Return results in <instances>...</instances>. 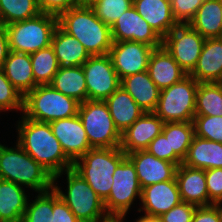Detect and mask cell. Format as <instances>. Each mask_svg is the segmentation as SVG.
Returning <instances> with one entry per match:
<instances>
[{
    "label": "cell",
    "mask_w": 222,
    "mask_h": 222,
    "mask_svg": "<svg viewBox=\"0 0 222 222\" xmlns=\"http://www.w3.org/2000/svg\"><path fill=\"white\" fill-rule=\"evenodd\" d=\"M21 116L16 125V142L53 177L73 168V162L65 155L50 124Z\"/></svg>",
    "instance_id": "obj_1"
},
{
    "label": "cell",
    "mask_w": 222,
    "mask_h": 222,
    "mask_svg": "<svg viewBox=\"0 0 222 222\" xmlns=\"http://www.w3.org/2000/svg\"><path fill=\"white\" fill-rule=\"evenodd\" d=\"M58 25L77 38L90 56L109 54L113 45L111 28L90 6L79 4L58 16Z\"/></svg>",
    "instance_id": "obj_2"
},
{
    "label": "cell",
    "mask_w": 222,
    "mask_h": 222,
    "mask_svg": "<svg viewBox=\"0 0 222 222\" xmlns=\"http://www.w3.org/2000/svg\"><path fill=\"white\" fill-rule=\"evenodd\" d=\"M0 179L29 187L37 193L53 188V176L17 142L14 148L0 143Z\"/></svg>",
    "instance_id": "obj_3"
},
{
    "label": "cell",
    "mask_w": 222,
    "mask_h": 222,
    "mask_svg": "<svg viewBox=\"0 0 222 222\" xmlns=\"http://www.w3.org/2000/svg\"><path fill=\"white\" fill-rule=\"evenodd\" d=\"M66 174L67 188L64 193L57 186L58 178ZM53 188L81 222H109L111 218L106 213L104 201L88 185V183L73 168L65 170L53 177Z\"/></svg>",
    "instance_id": "obj_4"
},
{
    "label": "cell",
    "mask_w": 222,
    "mask_h": 222,
    "mask_svg": "<svg viewBox=\"0 0 222 222\" xmlns=\"http://www.w3.org/2000/svg\"><path fill=\"white\" fill-rule=\"evenodd\" d=\"M125 157L120 147L91 148L73 163V169L104 201L111 192L113 173Z\"/></svg>",
    "instance_id": "obj_5"
},
{
    "label": "cell",
    "mask_w": 222,
    "mask_h": 222,
    "mask_svg": "<svg viewBox=\"0 0 222 222\" xmlns=\"http://www.w3.org/2000/svg\"><path fill=\"white\" fill-rule=\"evenodd\" d=\"M79 102L55 90L51 84L37 85L23 98V115L31 120L50 123L78 114Z\"/></svg>",
    "instance_id": "obj_6"
},
{
    "label": "cell",
    "mask_w": 222,
    "mask_h": 222,
    "mask_svg": "<svg viewBox=\"0 0 222 222\" xmlns=\"http://www.w3.org/2000/svg\"><path fill=\"white\" fill-rule=\"evenodd\" d=\"M58 16L40 13L38 16L5 25L9 49L20 53H34L51 46Z\"/></svg>",
    "instance_id": "obj_7"
},
{
    "label": "cell",
    "mask_w": 222,
    "mask_h": 222,
    "mask_svg": "<svg viewBox=\"0 0 222 222\" xmlns=\"http://www.w3.org/2000/svg\"><path fill=\"white\" fill-rule=\"evenodd\" d=\"M78 116L91 148L120 147L121 133L116 128L105 101L86 100L80 103Z\"/></svg>",
    "instance_id": "obj_8"
},
{
    "label": "cell",
    "mask_w": 222,
    "mask_h": 222,
    "mask_svg": "<svg viewBox=\"0 0 222 222\" xmlns=\"http://www.w3.org/2000/svg\"><path fill=\"white\" fill-rule=\"evenodd\" d=\"M199 83L190 75L160 91L154 113L168 122H193Z\"/></svg>",
    "instance_id": "obj_9"
},
{
    "label": "cell",
    "mask_w": 222,
    "mask_h": 222,
    "mask_svg": "<svg viewBox=\"0 0 222 222\" xmlns=\"http://www.w3.org/2000/svg\"><path fill=\"white\" fill-rule=\"evenodd\" d=\"M113 184L109 196L104 200L106 213L111 219L125 220V216L142 188L139 184L136 169L126 156L113 173Z\"/></svg>",
    "instance_id": "obj_10"
},
{
    "label": "cell",
    "mask_w": 222,
    "mask_h": 222,
    "mask_svg": "<svg viewBox=\"0 0 222 222\" xmlns=\"http://www.w3.org/2000/svg\"><path fill=\"white\" fill-rule=\"evenodd\" d=\"M205 40L189 24H178L162 39V46L189 75L197 64Z\"/></svg>",
    "instance_id": "obj_11"
},
{
    "label": "cell",
    "mask_w": 222,
    "mask_h": 222,
    "mask_svg": "<svg viewBox=\"0 0 222 222\" xmlns=\"http://www.w3.org/2000/svg\"><path fill=\"white\" fill-rule=\"evenodd\" d=\"M87 87V100L105 101L120 87L116 70L108 54L90 56L82 65Z\"/></svg>",
    "instance_id": "obj_12"
},
{
    "label": "cell",
    "mask_w": 222,
    "mask_h": 222,
    "mask_svg": "<svg viewBox=\"0 0 222 222\" xmlns=\"http://www.w3.org/2000/svg\"><path fill=\"white\" fill-rule=\"evenodd\" d=\"M113 42L133 41L162 47V38L132 6L111 27Z\"/></svg>",
    "instance_id": "obj_13"
},
{
    "label": "cell",
    "mask_w": 222,
    "mask_h": 222,
    "mask_svg": "<svg viewBox=\"0 0 222 222\" xmlns=\"http://www.w3.org/2000/svg\"><path fill=\"white\" fill-rule=\"evenodd\" d=\"M153 50L152 46L140 42H113L108 55L121 80L124 77L147 71L149 57Z\"/></svg>",
    "instance_id": "obj_14"
},
{
    "label": "cell",
    "mask_w": 222,
    "mask_h": 222,
    "mask_svg": "<svg viewBox=\"0 0 222 222\" xmlns=\"http://www.w3.org/2000/svg\"><path fill=\"white\" fill-rule=\"evenodd\" d=\"M65 155L74 163L91 149L86 131L77 115L49 123Z\"/></svg>",
    "instance_id": "obj_15"
},
{
    "label": "cell",
    "mask_w": 222,
    "mask_h": 222,
    "mask_svg": "<svg viewBox=\"0 0 222 222\" xmlns=\"http://www.w3.org/2000/svg\"><path fill=\"white\" fill-rule=\"evenodd\" d=\"M135 166L141 188L175 179L177 165L159 159L147 150H137L126 154Z\"/></svg>",
    "instance_id": "obj_16"
},
{
    "label": "cell",
    "mask_w": 222,
    "mask_h": 222,
    "mask_svg": "<svg viewBox=\"0 0 222 222\" xmlns=\"http://www.w3.org/2000/svg\"><path fill=\"white\" fill-rule=\"evenodd\" d=\"M140 201L138 212L144 210V214L157 217L166 213L182 202L176 179L144 187Z\"/></svg>",
    "instance_id": "obj_17"
},
{
    "label": "cell",
    "mask_w": 222,
    "mask_h": 222,
    "mask_svg": "<svg viewBox=\"0 0 222 222\" xmlns=\"http://www.w3.org/2000/svg\"><path fill=\"white\" fill-rule=\"evenodd\" d=\"M164 122L154 112H145L121 133L120 148L126 153L145 150L150 142L162 132Z\"/></svg>",
    "instance_id": "obj_18"
},
{
    "label": "cell",
    "mask_w": 222,
    "mask_h": 222,
    "mask_svg": "<svg viewBox=\"0 0 222 222\" xmlns=\"http://www.w3.org/2000/svg\"><path fill=\"white\" fill-rule=\"evenodd\" d=\"M198 83H222V37L206 38L193 71Z\"/></svg>",
    "instance_id": "obj_19"
},
{
    "label": "cell",
    "mask_w": 222,
    "mask_h": 222,
    "mask_svg": "<svg viewBox=\"0 0 222 222\" xmlns=\"http://www.w3.org/2000/svg\"><path fill=\"white\" fill-rule=\"evenodd\" d=\"M147 72L160 90L170 87L188 75L163 46L151 52Z\"/></svg>",
    "instance_id": "obj_20"
},
{
    "label": "cell",
    "mask_w": 222,
    "mask_h": 222,
    "mask_svg": "<svg viewBox=\"0 0 222 222\" xmlns=\"http://www.w3.org/2000/svg\"><path fill=\"white\" fill-rule=\"evenodd\" d=\"M175 179L182 202L196 206L208 205V190L204 169L191 168L181 163L177 167Z\"/></svg>",
    "instance_id": "obj_21"
},
{
    "label": "cell",
    "mask_w": 222,
    "mask_h": 222,
    "mask_svg": "<svg viewBox=\"0 0 222 222\" xmlns=\"http://www.w3.org/2000/svg\"><path fill=\"white\" fill-rule=\"evenodd\" d=\"M133 6L162 39L178 25L170 0H133Z\"/></svg>",
    "instance_id": "obj_22"
},
{
    "label": "cell",
    "mask_w": 222,
    "mask_h": 222,
    "mask_svg": "<svg viewBox=\"0 0 222 222\" xmlns=\"http://www.w3.org/2000/svg\"><path fill=\"white\" fill-rule=\"evenodd\" d=\"M120 86L130 94L145 112L155 111L161 90L151 80L147 71L122 78Z\"/></svg>",
    "instance_id": "obj_23"
},
{
    "label": "cell",
    "mask_w": 222,
    "mask_h": 222,
    "mask_svg": "<svg viewBox=\"0 0 222 222\" xmlns=\"http://www.w3.org/2000/svg\"><path fill=\"white\" fill-rule=\"evenodd\" d=\"M51 47L60 67L82 66L90 57L81 42L59 25L53 33Z\"/></svg>",
    "instance_id": "obj_24"
},
{
    "label": "cell",
    "mask_w": 222,
    "mask_h": 222,
    "mask_svg": "<svg viewBox=\"0 0 222 222\" xmlns=\"http://www.w3.org/2000/svg\"><path fill=\"white\" fill-rule=\"evenodd\" d=\"M28 197L22 186L0 179V222H22Z\"/></svg>",
    "instance_id": "obj_25"
},
{
    "label": "cell",
    "mask_w": 222,
    "mask_h": 222,
    "mask_svg": "<svg viewBox=\"0 0 222 222\" xmlns=\"http://www.w3.org/2000/svg\"><path fill=\"white\" fill-rule=\"evenodd\" d=\"M105 102L108 105L114 124L120 133L124 132L145 113L121 86Z\"/></svg>",
    "instance_id": "obj_26"
},
{
    "label": "cell",
    "mask_w": 222,
    "mask_h": 222,
    "mask_svg": "<svg viewBox=\"0 0 222 222\" xmlns=\"http://www.w3.org/2000/svg\"><path fill=\"white\" fill-rule=\"evenodd\" d=\"M2 70L23 97L37 86L34 81L31 57L28 53L10 50Z\"/></svg>",
    "instance_id": "obj_27"
},
{
    "label": "cell",
    "mask_w": 222,
    "mask_h": 222,
    "mask_svg": "<svg viewBox=\"0 0 222 222\" xmlns=\"http://www.w3.org/2000/svg\"><path fill=\"white\" fill-rule=\"evenodd\" d=\"M182 164L204 170L222 168V143L194 136Z\"/></svg>",
    "instance_id": "obj_28"
},
{
    "label": "cell",
    "mask_w": 222,
    "mask_h": 222,
    "mask_svg": "<svg viewBox=\"0 0 222 222\" xmlns=\"http://www.w3.org/2000/svg\"><path fill=\"white\" fill-rule=\"evenodd\" d=\"M222 1L204 0L188 23L204 38L222 37Z\"/></svg>",
    "instance_id": "obj_29"
},
{
    "label": "cell",
    "mask_w": 222,
    "mask_h": 222,
    "mask_svg": "<svg viewBox=\"0 0 222 222\" xmlns=\"http://www.w3.org/2000/svg\"><path fill=\"white\" fill-rule=\"evenodd\" d=\"M51 86L79 103L87 100V87L82 66L59 67Z\"/></svg>",
    "instance_id": "obj_30"
},
{
    "label": "cell",
    "mask_w": 222,
    "mask_h": 222,
    "mask_svg": "<svg viewBox=\"0 0 222 222\" xmlns=\"http://www.w3.org/2000/svg\"><path fill=\"white\" fill-rule=\"evenodd\" d=\"M195 115L222 116V83H199Z\"/></svg>",
    "instance_id": "obj_31"
},
{
    "label": "cell",
    "mask_w": 222,
    "mask_h": 222,
    "mask_svg": "<svg viewBox=\"0 0 222 222\" xmlns=\"http://www.w3.org/2000/svg\"><path fill=\"white\" fill-rule=\"evenodd\" d=\"M162 133L169 140L170 151L183 161L195 136L193 122L164 123Z\"/></svg>",
    "instance_id": "obj_32"
},
{
    "label": "cell",
    "mask_w": 222,
    "mask_h": 222,
    "mask_svg": "<svg viewBox=\"0 0 222 222\" xmlns=\"http://www.w3.org/2000/svg\"><path fill=\"white\" fill-rule=\"evenodd\" d=\"M32 71L36 85L51 84L59 64L51 46L30 54Z\"/></svg>",
    "instance_id": "obj_33"
},
{
    "label": "cell",
    "mask_w": 222,
    "mask_h": 222,
    "mask_svg": "<svg viewBox=\"0 0 222 222\" xmlns=\"http://www.w3.org/2000/svg\"><path fill=\"white\" fill-rule=\"evenodd\" d=\"M40 13L36 0H0V22L3 25L28 20Z\"/></svg>",
    "instance_id": "obj_34"
},
{
    "label": "cell",
    "mask_w": 222,
    "mask_h": 222,
    "mask_svg": "<svg viewBox=\"0 0 222 222\" xmlns=\"http://www.w3.org/2000/svg\"><path fill=\"white\" fill-rule=\"evenodd\" d=\"M35 198L32 202L28 200L22 222H51L53 213V188L38 193Z\"/></svg>",
    "instance_id": "obj_35"
},
{
    "label": "cell",
    "mask_w": 222,
    "mask_h": 222,
    "mask_svg": "<svg viewBox=\"0 0 222 222\" xmlns=\"http://www.w3.org/2000/svg\"><path fill=\"white\" fill-rule=\"evenodd\" d=\"M132 6L133 0H100L90 7L95 15L111 28L117 19Z\"/></svg>",
    "instance_id": "obj_36"
},
{
    "label": "cell",
    "mask_w": 222,
    "mask_h": 222,
    "mask_svg": "<svg viewBox=\"0 0 222 222\" xmlns=\"http://www.w3.org/2000/svg\"><path fill=\"white\" fill-rule=\"evenodd\" d=\"M193 125L195 136L222 143V116L195 115Z\"/></svg>",
    "instance_id": "obj_37"
},
{
    "label": "cell",
    "mask_w": 222,
    "mask_h": 222,
    "mask_svg": "<svg viewBox=\"0 0 222 222\" xmlns=\"http://www.w3.org/2000/svg\"><path fill=\"white\" fill-rule=\"evenodd\" d=\"M23 98L0 68V112L20 110L23 113Z\"/></svg>",
    "instance_id": "obj_38"
},
{
    "label": "cell",
    "mask_w": 222,
    "mask_h": 222,
    "mask_svg": "<svg viewBox=\"0 0 222 222\" xmlns=\"http://www.w3.org/2000/svg\"><path fill=\"white\" fill-rule=\"evenodd\" d=\"M204 0H170L174 19L178 24H188Z\"/></svg>",
    "instance_id": "obj_39"
},
{
    "label": "cell",
    "mask_w": 222,
    "mask_h": 222,
    "mask_svg": "<svg viewBox=\"0 0 222 222\" xmlns=\"http://www.w3.org/2000/svg\"><path fill=\"white\" fill-rule=\"evenodd\" d=\"M145 150L155 157L175 163L177 166L183 162L174 151H170L169 140L162 132L150 142Z\"/></svg>",
    "instance_id": "obj_40"
},
{
    "label": "cell",
    "mask_w": 222,
    "mask_h": 222,
    "mask_svg": "<svg viewBox=\"0 0 222 222\" xmlns=\"http://www.w3.org/2000/svg\"><path fill=\"white\" fill-rule=\"evenodd\" d=\"M208 205L222 202V168L205 170Z\"/></svg>",
    "instance_id": "obj_41"
},
{
    "label": "cell",
    "mask_w": 222,
    "mask_h": 222,
    "mask_svg": "<svg viewBox=\"0 0 222 222\" xmlns=\"http://www.w3.org/2000/svg\"><path fill=\"white\" fill-rule=\"evenodd\" d=\"M196 207L194 204L181 202L159 218L162 222H192Z\"/></svg>",
    "instance_id": "obj_42"
},
{
    "label": "cell",
    "mask_w": 222,
    "mask_h": 222,
    "mask_svg": "<svg viewBox=\"0 0 222 222\" xmlns=\"http://www.w3.org/2000/svg\"><path fill=\"white\" fill-rule=\"evenodd\" d=\"M36 2L41 13L56 16L80 4V0H36Z\"/></svg>",
    "instance_id": "obj_43"
},
{
    "label": "cell",
    "mask_w": 222,
    "mask_h": 222,
    "mask_svg": "<svg viewBox=\"0 0 222 222\" xmlns=\"http://www.w3.org/2000/svg\"><path fill=\"white\" fill-rule=\"evenodd\" d=\"M51 222H81L72 213L70 208L61 199L53 188V213Z\"/></svg>",
    "instance_id": "obj_44"
},
{
    "label": "cell",
    "mask_w": 222,
    "mask_h": 222,
    "mask_svg": "<svg viewBox=\"0 0 222 222\" xmlns=\"http://www.w3.org/2000/svg\"><path fill=\"white\" fill-rule=\"evenodd\" d=\"M192 222H222L216 204L197 206Z\"/></svg>",
    "instance_id": "obj_45"
},
{
    "label": "cell",
    "mask_w": 222,
    "mask_h": 222,
    "mask_svg": "<svg viewBox=\"0 0 222 222\" xmlns=\"http://www.w3.org/2000/svg\"><path fill=\"white\" fill-rule=\"evenodd\" d=\"M9 52L10 49L6 28L5 25L0 22V68L3 67V64L5 63Z\"/></svg>",
    "instance_id": "obj_46"
},
{
    "label": "cell",
    "mask_w": 222,
    "mask_h": 222,
    "mask_svg": "<svg viewBox=\"0 0 222 222\" xmlns=\"http://www.w3.org/2000/svg\"><path fill=\"white\" fill-rule=\"evenodd\" d=\"M136 222H162L161 219L157 216H150L144 214L143 216L141 215Z\"/></svg>",
    "instance_id": "obj_47"
},
{
    "label": "cell",
    "mask_w": 222,
    "mask_h": 222,
    "mask_svg": "<svg viewBox=\"0 0 222 222\" xmlns=\"http://www.w3.org/2000/svg\"><path fill=\"white\" fill-rule=\"evenodd\" d=\"M100 0H80V3L86 6H91L92 4L98 2Z\"/></svg>",
    "instance_id": "obj_48"
},
{
    "label": "cell",
    "mask_w": 222,
    "mask_h": 222,
    "mask_svg": "<svg viewBox=\"0 0 222 222\" xmlns=\"http://www.w3.org/2000/svg\"><path fill=\"white\" fill-rule=\"evenodd\" d=\"M216 208L218 209L221 221H222V202L216 204Z\"/></svg>",
    "instance_id": "obj_49"
},
{
    "label": "cell",
    "mask_w": 222,
    "mask_h": 222,
    "mask_svg": "<svg viewBox=\"0 0 222 222\" xmlns=\"http://www.w3.org/2000/svg\"><path fill=\"white\" fill-rule=\"evenodd\" d=\"M109 222H124V221H121L120 219H111Z\"/></svg>",
    "instance_id": "obj_50"
}]
</instances>
